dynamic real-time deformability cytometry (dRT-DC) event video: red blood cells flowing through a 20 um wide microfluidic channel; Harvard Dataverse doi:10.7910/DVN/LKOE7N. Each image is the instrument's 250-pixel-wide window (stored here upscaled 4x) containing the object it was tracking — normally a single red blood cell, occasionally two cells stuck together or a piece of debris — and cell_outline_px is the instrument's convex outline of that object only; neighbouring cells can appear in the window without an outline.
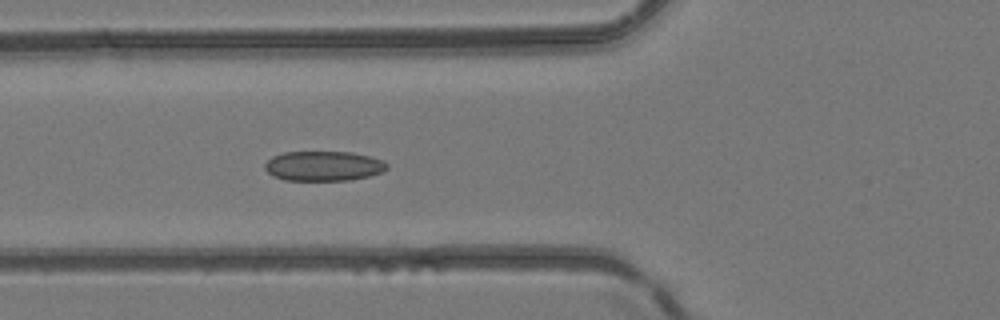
{"species": "common noctule bat (a hibernating species)", "species_latin": "Nyctalus noctula", "temperature_condition": "room temperature", "stored_images_in_passage": 3, "camera_frame_rate_fps": 3000, "um_per_image_px": 0.085, "animal": {"sex": "female", "body_mass_g": 24.6, "forearm_length_mm": 56.2}, "frame": {"image": 1, "passage_image": 3, "time_ms": 4.667, "image_size_px": [1000, 320], "cell_outline_px": [[388, 168], [380, 172], [368, 176], [352, 180], [284, 180], [272, 176], [264, 168], [264, 164], [272, 156], [284, 152], [352, 152], [384, 160], [388, 164]], "centroid_in_image_um": [27.48, 14.11], "position_along_channel_um": 98.3, "area_um2": 21.27}}